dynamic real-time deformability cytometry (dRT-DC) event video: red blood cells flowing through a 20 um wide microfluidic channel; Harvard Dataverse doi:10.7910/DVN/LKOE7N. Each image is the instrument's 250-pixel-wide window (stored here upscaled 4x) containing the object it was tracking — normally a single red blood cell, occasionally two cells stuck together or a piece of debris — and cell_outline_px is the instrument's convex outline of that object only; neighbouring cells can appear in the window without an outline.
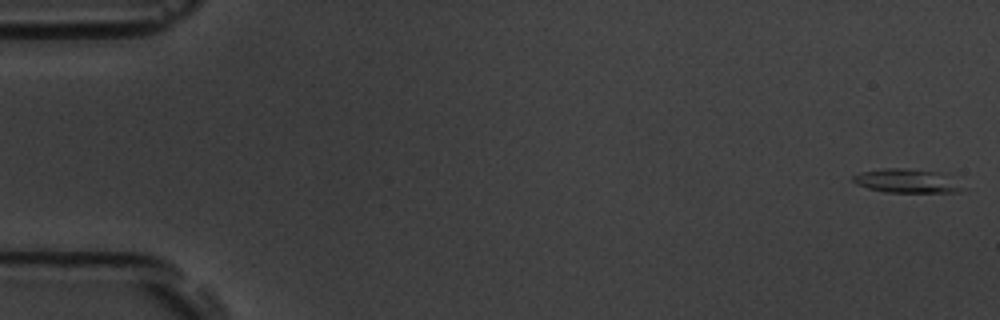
{"species": "common noctule bat (a hibernating species)", "species_latin": "Nyctalus noctula", "temperature_condition": "room temperature", "stored_images_in_passage": 54, "camera_frame_rate_fps": 3000, "um_per_image_px": 0.085, "animal": {"sex": "male", "body_mass_g": 19.5, "forearm_length_mm": 54.6}, "frame": {"image": 1, "passage_image": 1, "time_ms": 0.0, "image_size_px": [1000, 320], "cell_outline_px": [[964, 188], [960, 192], [884, 192], [868, 188], [856, 184], [852, 180], [852, 176], [860, 172], [884, 168], [904, 168], [944, 172]], "centroid_in_image_um": [77.07, 15.37], "position_along_channel_um": 7.9, "area_um2": 15.32}}
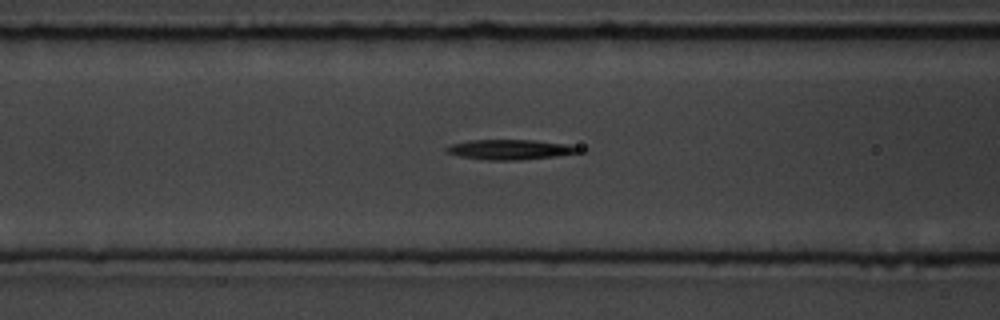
{"frame": {"image": 2, "passage_image": 22, "time_ms": 7.0, "image_size_px": [1000, 320], "cell_outline_px": [[588, 148], [584, 152], [556, 156], [520, 160], [488, 160], [460, 156], [444, 152], [444, 148], [452, 144], [468, 140], [532, 140], [568, 144]], "centroid_in_image_um": [43.45, 12.71], "position_along_channel_um": 123.2, "area_um2": 15.72}}
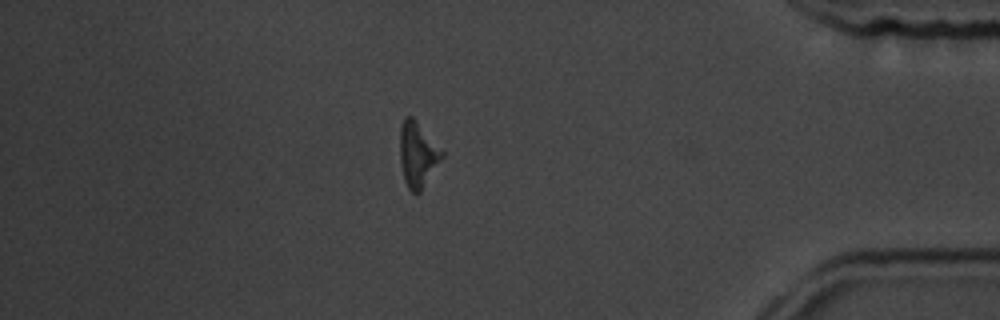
{"frame": {"image": 3, "passage_image": 47, "time_ms": 15.333, "image_size_px": [1000, 320], "cell_outline_px": [[444, 156], [420, 192], [412, 192], [408, 188], [404, 180], [400, 160], [400, 128], [404, 116], [412, 116], [444, 152]], "centroid_in_image_um": [35.49, 13.12], "position_along_channel_um": 399.7, "area_um2": 15.78}, "authors_computed_cell_mechanics": {"area_um2": 15.4904, "velocity_mm_per_s": 3.7682, "shape_relaxation_time_tau1_ms": 6.1688, "shape_relaxation_time_tau2_ms": null, "deformation_change_tau1": 0.1583, "deformation_change_tau2": null}}